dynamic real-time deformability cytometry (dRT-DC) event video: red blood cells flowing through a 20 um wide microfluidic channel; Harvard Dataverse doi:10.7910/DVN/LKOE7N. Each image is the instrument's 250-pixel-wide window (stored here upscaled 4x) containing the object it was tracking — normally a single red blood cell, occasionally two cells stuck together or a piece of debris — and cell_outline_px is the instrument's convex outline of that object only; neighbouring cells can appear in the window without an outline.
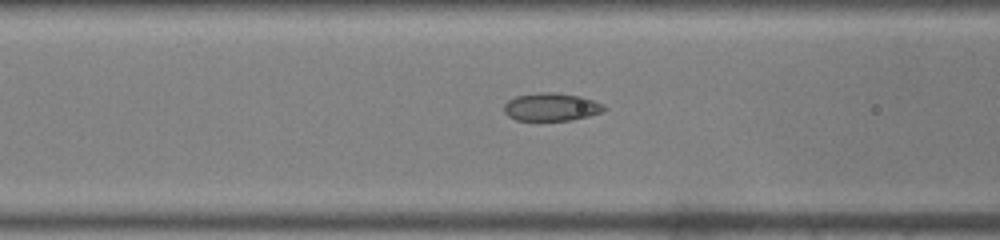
{"species": "common noctule bat (a hibernating species)", "species_latin": "Nyctalus noctula", "temperature_condition": "warm", "stored_images_in_passage": 38, "camera_frame_rate_fps": 3000, "um_per_image_px": 0.085, "animal": {"sex": "male", "body_mass_g": 19.0, "forearm_length_mm": 50.8}, "frame": {"image": 1, "passage_image": 15, "time_ms": 4.667, "image_size_px": [1000, 240], "cell_outline_px": [[604, 108], [600, 112], [588, 116], [568, 120], [516, 120], [508, 116], [504, 112], [504, 104], [508, 100], [516, 96], [536, 92], [556, 92], [580, 96], [604, 104]], "centroid_in_image_um": [46.81, 9.08], "position_along_channel_um": 119.8, "area_um2": 16.18}}
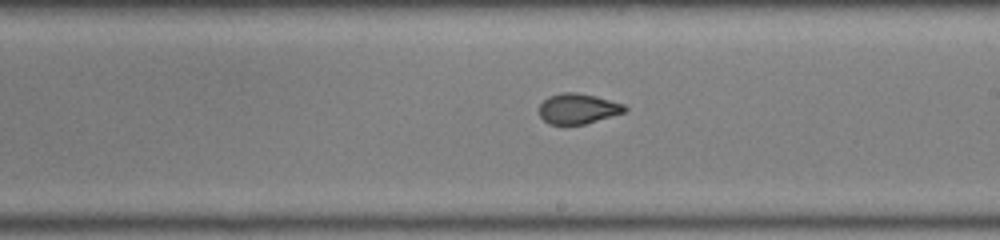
{"frame": {"image": 2, "passage_image": 24, "time_ms": 7.667, "image_size_px": [1000, 240], "cell_outline_px": [[628, 108], [624, 112], [584, 124], [548, 124], [540, 116], [540, 104], [548, 96], [564, 92], [576, 92], [596, 96], [624, 104]], "centroid_in_image_um": [49.12, 9.23], "position_along_channel_um": 239.9, "area_um2": 14.97}}
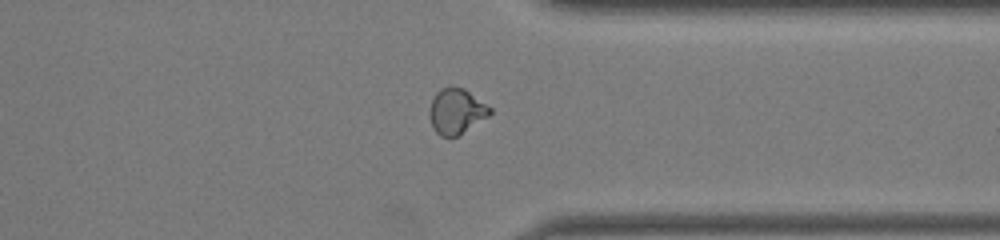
{"frame": {"image": 3, "passage_image": 34, "time_ms": 11.0, "image_size_px": [1000, 240], "cell_outline_px": [[492, 112], [488, 116], [456, 136], [440, 136], [432, 128], [428, 116], [428, 112], [432, 100], [436, 92], [440, 88], [464, 88], [492, 108]], "centroid_in_image_um": [38.76, 9.46], "position_along_channel_um": 372.6, "area_um2": 15.78}}